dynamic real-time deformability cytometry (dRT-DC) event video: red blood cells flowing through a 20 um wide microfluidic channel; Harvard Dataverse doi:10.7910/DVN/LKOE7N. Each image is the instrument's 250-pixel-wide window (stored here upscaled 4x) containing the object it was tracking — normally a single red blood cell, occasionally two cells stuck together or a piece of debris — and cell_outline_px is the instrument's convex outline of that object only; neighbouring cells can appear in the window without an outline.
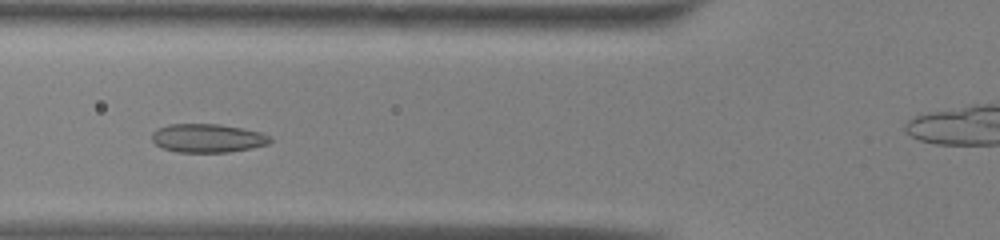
{"species": "common noctule bat (a hibernating species)", "species_latin": "Nyctalus noctula", "temperature_condition": "warm", "stored_images_in_passage": 36, "camera_frame_rate_fps": 3000, "um_per_image_px": 0.085, "animal": {"sex": "male", "body_mass_g": 13.0, "forearm_length_mm": 53.1}, "frame": {"image": 1, "passage_image": 13, "time_ms": 4.0, "image_size_px": [1000, 240], "cell_outline_px": [[272, 140], [268, 144], [252, 148], [228, 152], [176, 152], [164, 148], [156, 144], [152, 140], [152, 132], [156, 128], [168, 124], [220, 124], [244, 128], [260, 132], [272, 136]], "centroid_in_image_um": [17.66, 11.73], "position_along_channel_um": 108.1, "area_um2": 19.88}}
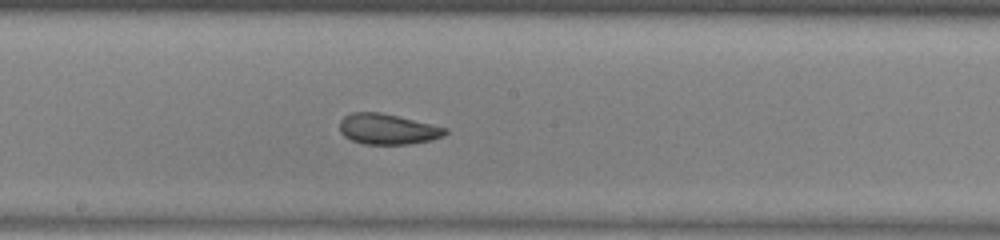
{"frame": {"image": 2, "passage_image": 21, "time_ms": 6.667, "image_size_px": [1000, 240], "cell_outline_px": [[448, 132], [444, 136], [432, 140], [408, 144], [364, 144], [352, 140], [344, 136], [340, 132], [340, 120], [344, 116], [352, 112], [380, 112], [448, 128]], "centroid_in_image_um": [32.95, 10.97], "position_along_channel_um": 215.3, "area_um2": 18.79}}
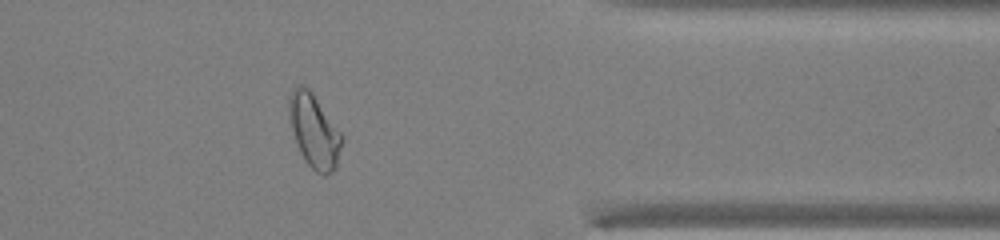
{"frame": {"image": 3, "passage_image": 35, "time_ms": 11.333, "image_size_px": [1000, 240], "cell_outline_px": [[344, 136], [336, 168], [332, 172], [324, 176], [316, 172], [304, 160], [296, 144], [288, 116], [288, 96], [292, 88], [300, 84], [308, 88], [312, 92]], "centroid_in_image_um": [26.69, 11.13], "position_along_channel_um": 384.7, "area_um2": 22.95}}